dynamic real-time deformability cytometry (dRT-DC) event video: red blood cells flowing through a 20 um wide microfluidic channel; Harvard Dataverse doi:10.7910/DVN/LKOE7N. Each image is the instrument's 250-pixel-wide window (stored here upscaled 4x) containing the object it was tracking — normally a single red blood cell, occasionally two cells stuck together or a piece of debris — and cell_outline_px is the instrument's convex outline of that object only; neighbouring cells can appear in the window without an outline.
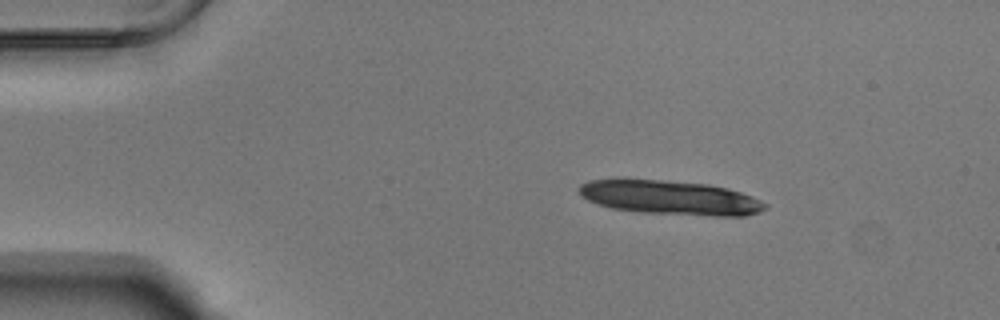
{"species": "Egyptian fruit bat (a non-hibernating species)", "species_latin": "Rousettus aegyptiacus", "temperature_condition": "warm", "stored_images_in_passage": 8, "camera_frame_rate_fps": 3000, "um_per_image_px": 0.085, "animal": {"sex": "male"}, "frame": {"image": 1, "passage_image": 1, "time_ms": 0.0, "image_size_px": [1000, 320], "cell_outline_px": [[768, 208], [744, 216], [712, 216], [640, 212], [612, 208], [588, 200], [580, 196], [580, 184], [588, 180], [664, 180], [708, 184], [728, 188], [752, 196], [768, 204]], "centroid_in_image_um": [57.01, 16.8], "position_along_channel_um": 28.0, "area_um2": 36.82}}